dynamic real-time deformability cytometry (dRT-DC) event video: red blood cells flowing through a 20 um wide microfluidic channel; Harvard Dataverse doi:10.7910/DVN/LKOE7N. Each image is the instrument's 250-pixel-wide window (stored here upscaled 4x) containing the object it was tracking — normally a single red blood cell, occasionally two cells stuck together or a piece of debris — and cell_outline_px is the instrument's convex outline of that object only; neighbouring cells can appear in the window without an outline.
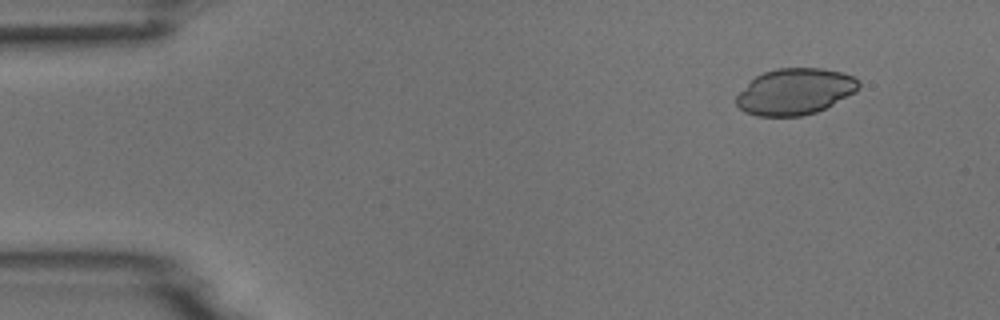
{"species": "common noctule bat (a hibernating species)", "species_latin": "Nyctalus noctula", "temperature_condition": "room temperature", "stored_images_in_passage": 48, "camera_frame_rate_fps": 3000, "um_per_image_px": 0.085, "animal": {"sex": "male", "body_mass_g": 18.8}, "frame": {"image": 1, "passage_image": 1, "time_ms": 0.0, "image_size_px": [1000, 320], "cell_outline_px": [[860, 88], [856, 92], [816, 112], [800, 116], [756, 116], [744, 112], [736, 104], [736, 96], [756, 76], [764, 72], [776, 68], [820, 68], [840, 72], [852, 76], [860, 84]], "centroid_in_image_um": [67.56, 7.79], "position_along_channel_um": 17.4, "area_um2": 32.71}}